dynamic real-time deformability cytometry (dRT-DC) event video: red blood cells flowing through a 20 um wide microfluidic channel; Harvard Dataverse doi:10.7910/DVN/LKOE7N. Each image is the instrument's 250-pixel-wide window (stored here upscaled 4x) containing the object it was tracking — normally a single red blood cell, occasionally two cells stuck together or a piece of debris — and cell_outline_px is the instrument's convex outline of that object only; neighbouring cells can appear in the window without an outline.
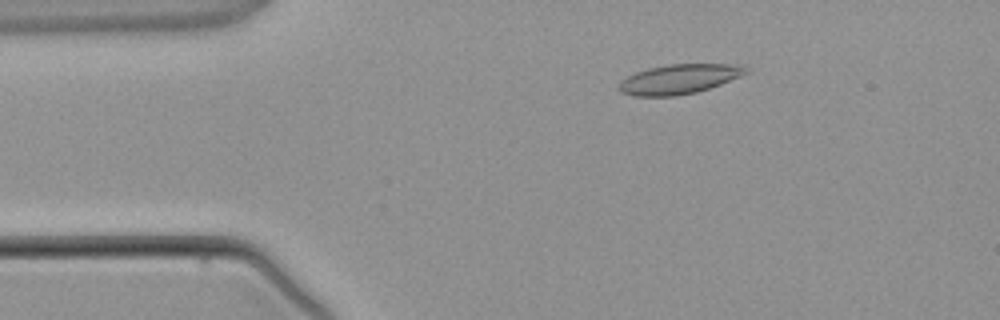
{"species": "common noctule bat (a hibernating species)", "species_latin": "Nyctalus noctula", "temperature_condition": "warm", "stored_images_in_passage": 3, "camera_frame_rate_fps": 3000, "um_per_image_px": 0.085, "animal": {"sex": "male", "body_mass_g": 21.5, "forearm_length_mm": 52.0}, "frame": {"image": 1, "passage_image": 2, "time_ms": 1.0, "image_size_px": [1000, 320], "cell_outline_px": [[748, 72], [740, 76], [720, 84], [696, 92], [676, 96], [632, 96], [620, 92], [616, 88], [620, 80], [636, 72], [648, 68], [668, 64], [728, 64], [744, 68]], "centroid_in_image_um": [57.6, 6.74], "position_along_channel_um": 27.4, "area_um2": 21.73}}